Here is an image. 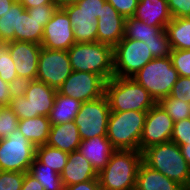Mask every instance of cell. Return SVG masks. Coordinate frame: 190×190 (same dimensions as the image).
I'll use <instances>...</instances> for the list:
<instances>
[{
    "label": "cell",
    "instance_id": "cell-26",
    "mask_svg": "<svg viewBox=\"0 0 190 190\" xmlns=\"http://www.w3.org/2000/svg\"><path fill=\"white\" fill-rule=\"evenodd\" d=\"M165 29L172 49H190V17L172 18Z\"/></svg>",
    "mask_w": 190,
    "mask_h": 190
},
{
    "label": "cell",
    "instance_id": "cell-49",
    "mask_svg": "<svg viewBox=\"0 0 190 190\" xmlns=\"http://www.w3.org/2000/svg\"><path fill=\"white\" fill-rule=\"evenodd\" d=\"M179 147H180L183 157L185 158V160L188 162L190 166V142H188V145H182Z\"/></svg>",
    "mask_w": 190,
    "mask_h": 190
},
{
    "label": "cell",
    "instance_id": "cell-23",
    "mask_svg": "<svg viewBox=\"0 0 190 190\" xmlns=\"http://www.w3.org/2000/svg\"><path fill=\"white\" fill-rule=\"evenodd\" d=\"M51 122L47 116H36L18 122V130L35 147L45 145L49 138Z\"/></svg>",
    "mask_w": 190,
    "mask_h": 190
},
{
    "label": "cell",
    "instance_id": "cell-3",
    "mask_svg": "<svg viewBox=\"0 0 190 190\" xmlns=\"http://www.w3.org/2000/svg\"><path fill=\"white\" fill-rule=\"evenodd\" d=\"M105 95L111 112H148L157 102L150 93L133 78L113 77L106 81Z\"/></svg>",
    "mask_w": 190,
    "mask_h": 190
},
{
    "label": "cell",
    "instance_id": "cell-47",
    "mask_svg": "<svg viewBox=\"0 0 190 190\" xmlns=\"http://www.w3.org/2000/svg\"><path fill=\"white\" fill-rule=\"evenodd\" d=\"M25 9L41 6V5H47V4H54L53 0H18Z\"/></svg>",
    "mask_w": 190,
    "mask_h": 190
},
{
    "label": "cell",
    "instance_id": "cell-10",
    "mask_svg": "<svg viewBox=\"0 0 190 190\" xmlns=\"http://www.w3.org/2000/svg\"><path fill=\"white\" fill-rule=\"evenodd\" d=\"M111 109L106 95L92 101L82 102L74 119L81 140L106 136Z\"/></svg>",
    "mask_w": 190,
    "mask_h": 190
},
{
    "label": "cell",
    "instance_id": "cell-8",
    "mask_svg": "<svg viewBox=\"0 0 190 190\" xmlns=\"http://www.w3.org/2000/svg\"><path fill=\"white\" fill-rule=\"evenodd\" d=\"M114 76L132 78L153 59L146 42L123 37L113 48Z\"/></svg>",
    "mask_w": 190,
    "mask_h": 190
},
{
    "label": "cell",
    "instance_id": "cell-42",
    "mask_svg": "<svg viewBox=\"0 0 190 190\" xmlns=\"http://www.w3.org/2000/svg\"><path fill=\"white\" fill-rule=\"evenodd\" d=\"M55 4L41 5L27 9L30 15H33L37 20H50L56 11Z\"/></svg>",
    "mask_w": 190,
    "mask_h": 190
},
{
    "label": "cell",
    "instance_id": "cell-32",
    "mask_svg": "<svg viewBox=\"0 0 190 190\" xmlns=\"http://www.w3.org/2000/svg\"><path fill=\"white\" fill-rule=\"evenodd\" d=\"M16 77L15 65L9 53V42L0 41V78L9 84Z\"/></svg>",
    "mask_w": 190,
    "mask_h": 190
},
{
    "label": "cell",
    "instance_id": "cell-15",
    "mask_svg": "<svg viewBox=\"0 0 190 190\" xmlns=\"http://www.w3.org/2000/svg\"><path fill=\"white\" fill-rule=\"evenodd\" d=\"M41 45L26 41L9 42V53L18 77L36 80Z\"/></svg>",
    "mask_w": 190,
    "mask_h": 190
},
{
    "label": "cell",
    "instance_id": "cell-22",
    "mask_svg": "<svg viewBox=\"0 0 190 190\" xmlns=\"http://www.w3.org/2000/svg\"><path fill=\"white\" fill-rule=\"evenodd\" d=\"M134 190H184V187L142 162Z\"/></svg>",
    "mask_w": 190,
    "mask_h": 190
},
{
    "label": "cell",
    "instance_id": "cell-51",
    "mask_svg": "<svg viewBox=\"0 0 190 190\" xmlns=\"http://www.w3.org/2000/svg\"><path fill=\"white\" fill-rule=\"evenodd\" d=\"M184 190H190V181L187 183V185L184 187Z\"/></svg>",
    "mask_w": 190,
    "mask_h": 190
},
{
    "label": "cell",
    "instance_id": "cell-16",
    "mask_svg": "<svg viewBox=\"0 0 190 190\" xmlns=\"http://www.w3.org/2000/svg\"><path fill=\"white\" fill-rule=\"evenodd\" d=\"M125 18L108 2L102 6L98 17L97 42L113 48L124 37Z\"/></svg>",
    "mask_w": 190,
    "mask_h": 190
},
{
    "label": "cell",
    "instance_id": "cell-38",
    "mask_svg": "<svg viewBox=\"0 0 190 190\" xmlns=\"http://www.w3.org/2000/svg\"><path fill=\"white\" fill-rule=\"evenodd\" d=\"M170 96L190 103V77L179 76L177 82L173 85Z\"/></svg>",
    "mask_w": 190,
    "mask_h": 190
},
{
    "label": "cell",
    "instance_id": "cell-6",
    "mask_svg": "<svg viewBox=\"0 0 190 190\" xmlns=\"http://www.w3.org/2000/svg\"><path fill=\"white\" fill-rule=\"evenodd\" d=\"M179 75L170 57L153 58L132 78L158 102L170 95Z\"/></svg>",
    "mask_w": 190,
    "mask_h": 190
},
{
    "label": "cell",
    "instance_id": "cell-35",
    "mask_svg": "<svg viewBox=\"0 0 190 190\" xmlns=\"http://www.w3.org/2000/svg\"><path fill=\"white\" fill-rule=\"evenodd\" d=\"M170 58L179 76L190 77V49H172Z\"/></svg>",
    "mask_w": 190,
    "mask_h": 190
},
{
    "label": "cell",
    "instance_id": "cell-43",
    "mask_svg": "<svg viewBox=\"0 0 190 190\" xmlns=\"http://www.w3.org/2000/svg\"><path fill=\"white\" fill-rule=\"evenodd\" d=\"M105 2L106 0H79L75 4L83 11H88L98 18Z\"/></svg>",
    "mask_w": 190,
    "mask_h": 190
},
{
    "label": "cell",
    "instance_id": "cell-39",
    "mask_svg": "<svg viewBox=\"0 0 190 190\" xmlns=\"http://www.w3.org/2000/svg\"><path fill=\"white\" fill-rule=\"evenodd\" d=\"M106 2L110 3L126 19L133 17L139 0H106Z\"/></svg>",
    "mask_w": 190,
    "mask_h": 190
},
{
    "label": "cell",
    "instance_id": "cell-25",
    "mask_svg": "<svg viewBox=\"0 0 190 190\" xmlns=\"http://www.w3.org/2000/svg\"><path fill=\"white\" fill-rule=\"evenodd\" d=\"M81 104V101L57 92L53 108L48 116L51 125H59L74 120Z\"/></svg>",
    "mask_w": 190,
    "mask_h": 190
},
{
    "label": "cell",
    "instance_id": "cell-7",
    "mask_svg": "<svg viewBox=\"0 0 190 190\" xmlns=\"http://www.w3.org/2000/svg\"><path fill=\"white\" fill-rule=\"evenodd\" d=\"M57 90L38 80H32L25 96L11 99L9 107L19 120L49 116Z\"/></svg>",
    "mask_w": 190,
    "mask_h": 190
},
{
    "label": "cell",
    "instance_id": "cell-28",
    "mask_svg": "<svg viewBox=\"0 0 190 190\" xmlns=\"http://www.w3.org/2000/svg\"><path fill=\"white\" fill-rule=\"evenodd\" d=\"M163 29V26H148L145 22L129 17L125 19L124 37L139 41L155 39Z\"/></svg>",
    "mask_w": 190,
    "mask_h": 190
},
{
    "label": "cell",
    "instance_id": "cell-24",
    "mask_svg": "<svg viewBox=\"0 0 190 190\" xmlns=\"http://www.w3.org/2000/svg\"><path fill=\"white\" fill-rule=\"evenodd\" d=\"M49 20H37L25 9L19 14L18 31H14V41L42 43L44 27Z\"/></svg>",
    "mask_w": 190,
    "mask_h": 190
},
{
    "label": "cell",
    "instance_id": "cell-21",
    "mask_svg": "<svg viewBox=\"0 0 190 190\" xmlns=\"http://www.w3.org/2000/svg\"><path fill=\"white\" fill-rule=\"evenodd\" d=\"M46 144L67 153L78 150L81 138L74 120L59 125H51Z\"/></svg>",
    "mask_w": 190,
    "mask_h": 190
},
{
    "label": "cell",
    "instance_id": "cell-12",
    "mask_svg": "<svg viewBox=\"0 0 190 190\" xmlns=\"http://www.w3.org/2000/svg\"><path fill=\"white\" fill-rule=\"evenodd\" d=\"M105 84L106 81L100 75L73 71L57 89V92L81 102H87L104 96Z\"/></svg>",
    "mask_w": 190,
    "mask_h": 190
},
{
    "label": "cell",
    "instance_id": "cell-48",
    "mask_svg": "<svg viewBox=\"0 0 190 190\" xmlns=\"http://www.w3.org/2000/svg\"><path fill=\"white\" fill-rule=\"evenodd\" d=\"M16 0H0V17L10 9Z\"/></svg>",
    "mask_w": 190,
    "mask_h": 190
},
{
    "label": "cell",
    "instance_id": "cell-20",
    "mask_svg": "<svg viewBox=\"0 0 190 190\" xmlns=\"http://www.w3.org/2000/svg\"><path fill=\"white\" fill-rule=\"evenodd\" d=\"M133 17L148 26H163L172 20L167 0H139Z\"/></svg>",
    "mask_w": 190,
    "mask_h": 190
},
{
    "label": "cell",
    "instance_id": "cell-33",
    "mask_svg": "<svg viewBox=\"0 0 190 190\" xmlns=\"http://www.w3.org/2000/svg\"><path fill=\"white\" fill-rule=\"evenodd\" d=\"M146 42L153 58H165L170 57L172 52L171 44L169 43L168 35L166 29H163L155 39H150Z\"/></svg>",
    "mask_w": 190,
    "mask_h": 190
},
{
    "label": "cell",
    "instance_id": "cell-27",
    "mask_svg": "<svg viewBox=\"0 0 190 190\" xmlns=\"http://www.w3.org/2000/svg\"><path fill=\"white\" fill-rule=\"evenodd\" d=\"M68 155L69 153L48 146L47 144L37 146L35 150V159L47 165V167L52 168L58 174H61L63 171Z\"/></svg>",
    "mask_w": 190,
    "mask_h": 190
},
{
    "label": "cell",
    "instance_id": "cell-50",
    "mask_svg": "<svg viewBox=\"0 0 190 190\" xmlns=\"http://www.w3.org/2000/svg\"><path fill=\"white\" fill-rule=\"evenodd\" d=\"M79 0H53L55 6L57 8H63L70 4H75Z\"/></svg>",
    "mask_w": 190,
    "mask_h": 190
},
{
    "label": "cell",
    "instance_id": "cell-4",
    "mask_svg": "<svg viewBox=\"0 0 190 190\" xmlns=\"http://www.w3.org/2000/svg\"><path fill=\"white\" fill-rule=\"evenodd\" d=\"M142 155L143 162L147 166L161 172L183 187L190 181V166L176 143L168 141L148 147Z\"/></svg>",
    "mask_w": 190,
    "mask_h": 190
},
{
    "label": "cell",
    "instance_id": "cell-31",
    "mask_svg": "<svg viewBox=\"0 0 190 190\" xmlns=\"http://www.w3.org/2000/svg\"><path fill=\"white\" fill-rule=\"evenodd\" d=\"M157 103L167 112L174 122L190 118V103L175 99L170 95L161 98Z\"/></svg>",
    "mask_w": 190,
    "mask_h": 190
},
{
    "label": "cell",
    "instance_id": "cell-17",
    "mask_svg": "<svg viewBox=\"0 0 190 190\" xmlns=\"http://www.w3.org/2000/svg\"><path fill=\"white\" fill-rule=\"evenodd\" d=\"M63 9L66 11L76 43L97 42L98 18L88 11H83L76 4H70Z\"/></svg>",
    "mask_w": 190,
    "mask_h": 190
},
{
    "label": "cell",
    "instance_id": "cell-36",
    "mask_svg": "<svg viewBox=\"0 0 190 190\" xmlns=\"http://www.w3.org/2000/svg\"><path fill=\"white\" fill-rule=\"evenodd\" d=\"M23 181V172L0 170V190H21Z\"/></svg>",
    "mask_w": 190,
    "mask_h": 190
},
{
    "label": "cell",
    "instance_id": "cell-34",
    "mask_svg": "<svg viewBox=\"0 0 190 190\" xmlns=\"http://www.w3.org/2000/svg\"><path fill=\"white\" fill-rule=\"evenodd\" d=\"M19 119L9 106L0 107V139L7 138L18 128Z\"/></svg>",
    "mask_w": 190,
    "mask_h": 190
},
{
    "label": "cell",
    "instance_id": "cell-37",
    "mask_svg": "<svg viewBox=\"0 0 190 190\" xmlns=\"http://www.w3.org/2000/svg\"><path fill=\"white\" fill-rule=\"evenodd\" d=\"M171 141L178 146L188 145L190 142V118L174 122Z\"/></svg>",
    "mask_w": 190,
    "mask_h": 190
},
{
    "label": "cell",
    "instance_id": "cell-30",
    "mask_svg": "<svg viewBox=\"0 0 190 190\" xmlns=\"http://www.w3.org/2000/svg\"><path fill=\"white\" fill-rule=\"evenodd\" d=\"M25 7L16 0L8 11L0 17V41H14V31H18L19 14Z\"/></svg>",
    "mask_w": 190,
    "mask_h": 190
},
{
    "label": "cell",
    "instance_id": "cell-46",
    "mask_svg": "<svg viewBox=\"0 0 190 190\" xmlns=\"http://www.w3.org/2000/svg\"><path fill=\"white\" fill-rule=\"evenodd\" d=\"M9 84L0 78V107L9 106L11 97L9 95Z\"/></svg>",
    "mask_w": 190,
    "mask_h": 190
},
{
    "label": "cell",
    "instance_id": "cell-13",
    "mask_svg": "<svg viewBox=\"0 0 190 190\" xmlns=\"http://www.w3.org/2000/svg\"><path fill=\"white\" fill-rule=\"evenodd\" d=\"M174 121L167 112L156 103L146 114L140 151L146 148L171 141Z\"/></svg>",
    "mask_w": 190,
    "mask_h": 190
},
{
    "label": "cell",
    "instance_id": "cell-9",
    "mask_svg": "<svg viewBox=\"0 0 190 190\" xmlns=\"http://www.w3.org/2000/svg\"><path fill=\"white\" fill-rule=\"evenodd\" d=\"M36 147L18 130L0 139V170L29 172Z\"/></svg>",
    "mask_w": 190,
    "mask_h": 190
},
{
    "label": "cell",
    "instance_id": "cell-19",
    "mask_svg": "<svg viewBox=\"0 0 190 190\" xmlns=\"http://www.w3.org/2000/svg\"><path fill=\"white\" fill-rule=\"evenodd\" d=\"M78 151L83 154L97 173H99L107 165L115 149L106 136H96L81 140Z\"/></svg>",
    "mask_w": 190,
    "mask_h": 190
},
{
    "label": "cell",
    "instance_id": "cell-1",
    "mask_svg": "<svg viewBox=\"0 0 190 190\" xmlns=\"http://www.w3.org/2000/svg\"><path fill=\"white\" fill-rule=\"evenodd\" d=\"M142 162L143 155L139 150H115L98 173L101 190H134Z\"/></svg>",
    "mask_w": 190,
    "mask_h": 190
},
{
    "label": "cell",
    "instance_id": "cell-40",
    "mask_svg": "<svg viewBox=\"0 0 190 190\" xmlns=\"http://www.w3.org/2000/svg\"><path fill=\"white\" fill-rule=\"evenodd\" d=\"M172 18L190 17V0H167Z\"/></svg>",
    "mask_w": 190,
    "mask_h": 190
},
{
    "label": "cell",
    "instance_id": "cell-29",
    "mask_svg": "<svg viewBox=\"0 0 190 190\" xmlns=\"http://www.w3.org/2000/svg\"><path fill=\"white\" fill-rule=\"evenodd\" d=\"M29 173L32 174L44 190H64V184L60 174L56 173L52 168L47 167L36 159L32 162Z\"/></svg>",
    "mask_w": 190,
    "mask_h": 190
},
{
    "label": "cell",
    "instance_id": "cell-14",
    "mask_svg": "<svg viewBox=\"0 0 190 190\" xmlns=\"http://www.w3.org/2000/svg\"><path fill=\"white\" fill-rule=\"evenodd\" d=\"M74 43L76 41L69 16L63 8H57L44 27L41 47L67 51Z\"/></svg>",
    "mask_w": 190,
    "mask_h": 190
},
{
    "label": "cell",
    "instance_id": "cell-5",
    "mask_svg": "<svg viewBox=\"0 0 190 190\" xmlns=\"http://www.w3.org/2000/svg\"><path fill=\"white\" fill-rule=\"evenodd\" d=\"M147 112H110L107 139L115 150H139Z\"/></svg>",
    "mask_w": 190,
    "mask_h": 190
},
{
    "label": "cell",
    "instance_id": "cell-2",
    "mask_svg": "<svg viewBox=\"0 0 190 190\" xmlns=\"http://www.w3.org/2000/svg\"><path fill=\"white\" fill-rule=\"evenodd\" d=\"M67 53L73 71L95 73L105 81L114 77L112 46L100 42L74 43Z\"/></svg>",
    "mask_w": 190,
    "mask_h": 190
},
{
    "label": "cell",
    "instance_id": "cell-45",
    "mask_svg": "<svg viewBox=\"0 0 190 190\" xmlns=\"http://www.w3.org/2000/svg\"><path fill=\"white\" fill-rule=\"evenodd\" d=\"M21 190H44L39 181L29 172L24 173V181Z\"/></svg>",
    "mask_w": 190,
    "mask_h": 190
},
{
    "label": "cell",
    "instance_id": "cell-11",
    "mask_svg": "<svg viewBox=\"0 0 190 190\" xmlns=\"http://www.w3.org/2000/svg\"><path fill=\"white\" fill-rule=\"evenodd\" d=\"M72 72L67 51L41 48L36 80L57 90Z\"/></svg>",
    "mask_w": 190,
    "mask_h": 190
},
{
    "label": "cell",
    "instance_id": "cell-41",
    "mask_svg": "<svg viewBox=\"0 0 190 190\" xmlns=\"http://www.w3.org/2000/svg\"><path fill=\"white\" fill-rule=\"evenodd\" d=\"M31 81L32 80L28 78H23L18 76L15 79H13L8 86L9 95L11 99L25 96V93L29 88Z\"/></svg>",
    "mask_w": 190,
    "mask_h": 190
},
{
    "label": "cell",
    "instance_id": "cell-44",
    "mask_svg": "<svg viewBox=\"0 0 190 190\" xmlns=\"http://www.w3.org/2000/svg\"><path fill=\"white\" fill-rule=\"evenodd\" d=\"M64 190H101L99 179L80 182L71 186H65Z\"/></svg>",
    "mask_w": 190,
    "mask_h": 190
},
{
    "label": "cell",
    "instance_id": "cell-18",
    "mask_svg": "<svg viewBox=\"0 0 190 190\" xmlns=\"http://www.w3.org/2000/svg\"><path fill=\"white\" fill-rule=\"evenodd\" d=\"M64 186L98 179V173L78 150L69 153L67 163L60 174Z\"/></svg>",
    "mask_w": 190,
    "mask_h": 190
}]
</instances>
